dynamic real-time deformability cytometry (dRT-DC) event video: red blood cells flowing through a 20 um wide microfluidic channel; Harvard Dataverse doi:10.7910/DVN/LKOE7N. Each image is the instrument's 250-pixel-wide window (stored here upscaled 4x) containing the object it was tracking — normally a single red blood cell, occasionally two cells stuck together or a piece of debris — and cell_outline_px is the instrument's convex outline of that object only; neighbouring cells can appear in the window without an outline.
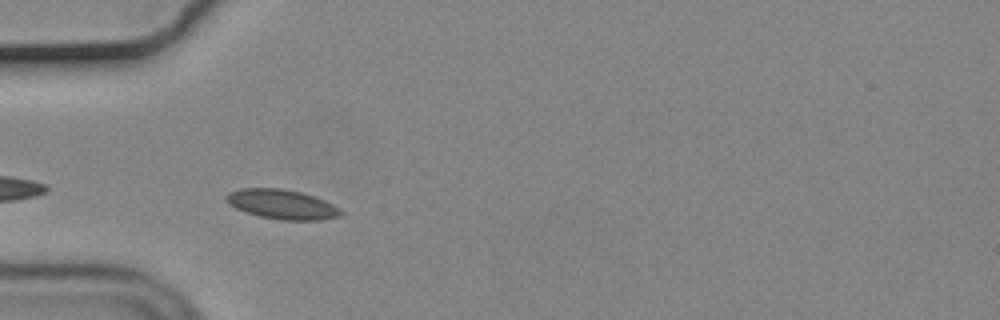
{"species": "common noctule bat (a hibernating species)", "species_latin": "Nyctalus noctula", "temperature_condition": "cold", "stored_images_in_passage": 7, "camera_frame_rate_fps": 3000, "um_per_image_px": 0.085, "animal": {"sex": "male", "body_mass_g": 19.2, "forearm_length_mm": 51.8}, "frame": {"image": 1, "passage_image": 3, "time_ms": 0.667, "image_size_px": [1000, 320], "cell_outline_px": [[344, 212], [340, 216], [320, 220], [280, 220], [260, 216], [236, 208], [228, 204], [224, 200], [224, 196], [228, 192], [240, 188], [280, 188], [300, 192], [324, 200], [340, 208]], "centroid_in_image_um": [23.94, 17.36], "position_along_channel_um": 61.1, "area_um2": 19.77}}